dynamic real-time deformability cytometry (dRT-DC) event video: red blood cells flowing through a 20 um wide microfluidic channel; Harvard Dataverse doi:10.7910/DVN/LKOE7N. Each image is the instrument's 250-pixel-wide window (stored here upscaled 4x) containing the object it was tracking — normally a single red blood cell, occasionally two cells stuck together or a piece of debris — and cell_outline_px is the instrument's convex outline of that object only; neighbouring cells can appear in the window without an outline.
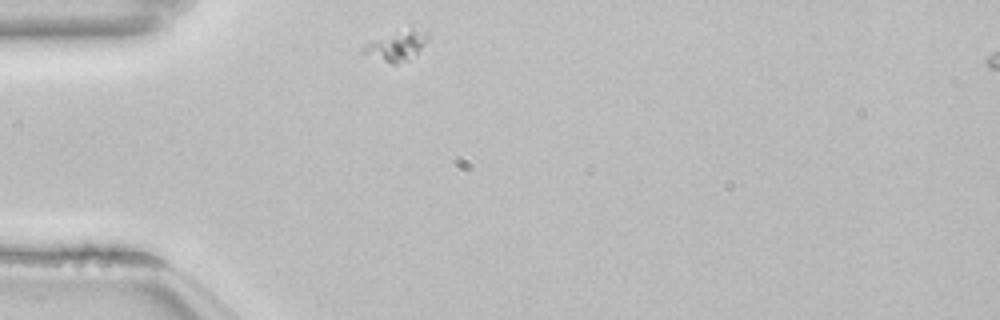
{"species": "common noctule bat (a hibernating species)", "species_latin": "Nyctalus noctula", "temperature_condition": "room temperature", "stored_images_in_passage": 42, "camera_frame_rate_fps": 3000, "um_per_image_px": 0.085, "animal": {"sex": "female", "body_mass_g": 22.7, "forearm_length_mm": 54.2}, "frame": {"image": 1, "passage_image": 1, "time_ms": 0.0, "image_size_px": [1000, 320], "cell_outline_px": [[428, 40], [416, 56], [408, 60], [396, 64], [392, 64], [360, 52], [360, 48], [364, 44], [372, 40], [412, 28], [428, 32]], "centroid_in_image_um": [33.72, 3.92], "position_along_channel_um": 51.3, "area_um2": 11.1}}
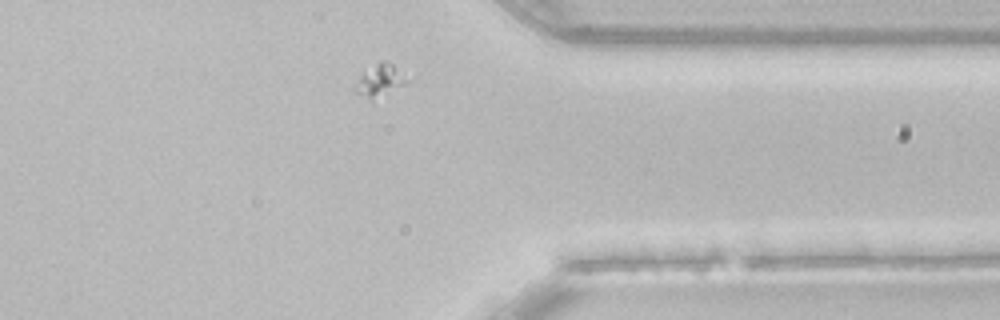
{"frame": {"image": 2, "passage_image": 30, "time_ms": 9.667, "image_size_px": [1000, 320], "cell_outline_px": [[408, 80], [404, 84], [372, 104], [352, 92], [352, 88], [364, 68], [380, 60], [384, 60], [392, 64]], "centroid_in_image_um": [32.14, 6.91], "position_along_channel_um": 379.3, "area_um2": 10.46}}
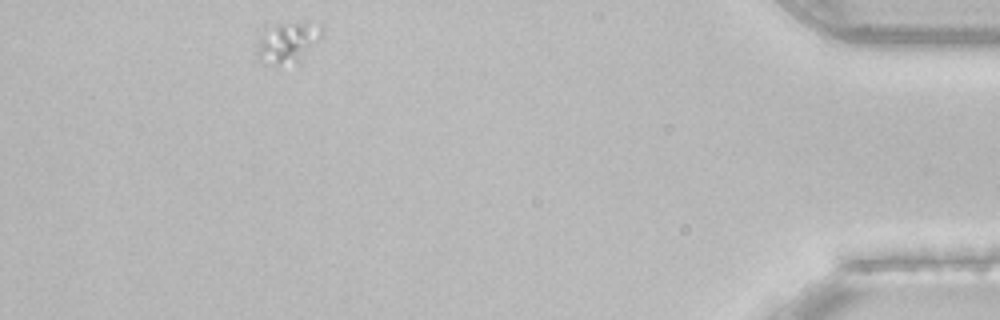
{"frame": {"image": 3, "passage_image": 37, "time_ms": 12.0, "image_size_px": [1000, 320], "cell_outline_px": [[324, 28], [320, 40], [296, 60], [280, 68], [256, 60], [256, 52], [260, 40], [280, 24], [320, 24]], "centroid_in_image_um": [24.47, 3.69], "position_along_channel_um": 410.7, "area_um2": 14.51}}